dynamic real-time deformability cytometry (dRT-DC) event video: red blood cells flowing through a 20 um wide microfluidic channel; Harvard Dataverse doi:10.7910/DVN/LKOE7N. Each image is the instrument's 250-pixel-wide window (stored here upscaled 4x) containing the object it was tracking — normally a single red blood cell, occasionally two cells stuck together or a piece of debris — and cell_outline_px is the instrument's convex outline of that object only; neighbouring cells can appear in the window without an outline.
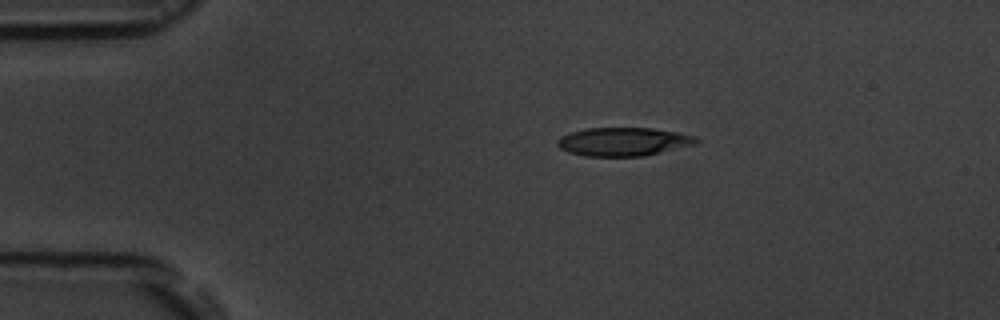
{"species": "common noctule bat (a hibernating species)", "species_latin": "Nyctalus noctula", "temperature_condition": "room temperature", "stored_images_in_passage": 7, "camera_frame_rate_fps": 3000, "um_per_image_px": 0.085, "animal": {"sex": "male", "body_mass_g": 19.5, "forearm_length_mm": 54.6}, "frame": {"image": 1, "passage_image": 1, "time_ms": 0.0, "image_size_px": [1000, 320], "cell_outline_px": [[700, 140], [696, 144], [644, 156], [584, 156], [568, 152], [560, 148], [556, 144], [556, 140], [560, 136], [584, 128], [652, 128], [676, 132], [692, 136]], "centroid_in_image_um": [52.94, 12.04], "position_along_channel_um": 32.1, "area_um2": 23.0}}
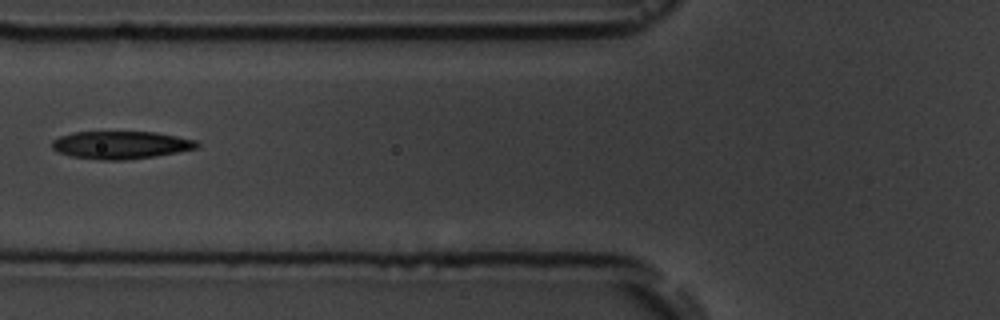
{"frame": {"image": 2, "passage_image": 4, "time_ms": 3.667, "image_size_px": [1000, 320], "cell_outline_px": [[200, 144], [196, 148], [156, 156], [124, 160], [100, 160], [72, 156], [56, 152], [52, 148], [52, 140], [60, 136], [72, 132], [156, 132], [196, 140]], "centroid_in_image_um": [10.24, 12.32], "position_along_channel_um": 115.6, "area_um2": 23.41}}
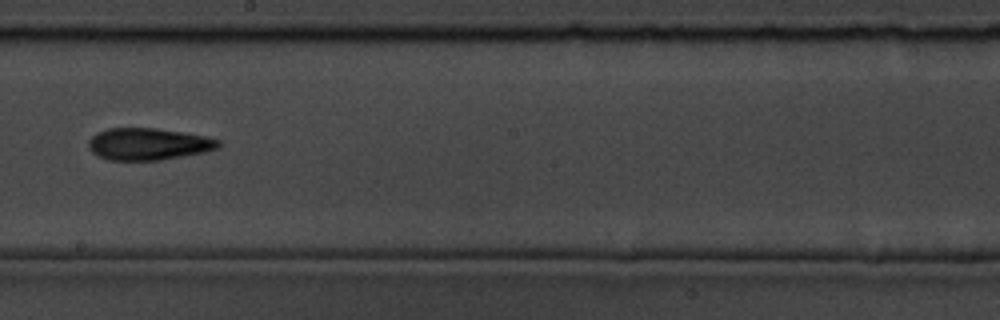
{"frame": {"image": 3, "passage_image": 7, "time_ms": 7.0, "image_size_px": [1000, 320], "cell_outline_px": [[220, 148], [204, 152], [160, 160], [108, 160], [92, 152], [88, 148], [88, 140], [96, 132], [108, 128], [156, 128], [204, 136], [220, 140]], "centroid_in_image_um": [12.58, 12.24], "position_along_channel_um": 235.6, "area_um2": 24.16}}